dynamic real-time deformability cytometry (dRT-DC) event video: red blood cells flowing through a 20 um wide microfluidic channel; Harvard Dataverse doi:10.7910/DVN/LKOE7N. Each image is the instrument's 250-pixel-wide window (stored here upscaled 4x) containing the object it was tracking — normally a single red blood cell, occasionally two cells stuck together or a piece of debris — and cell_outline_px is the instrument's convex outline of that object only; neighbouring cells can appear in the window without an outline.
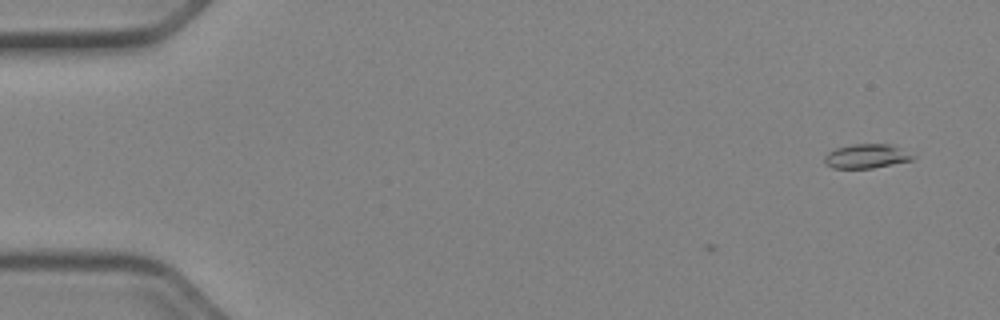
{"species": "Egyptian fruit bat (a non-hibernating species)", "species_latin": "Rousettus aegyptiacus", "temperature_condition": "cold", "stored_images_in_passage": 2, "camera_frame_rate_fps": 3000, "um_per_image_px": 0.085, "animal": {"sex": "female"}, "frame": {"image": 1, "passage_image": 2, "time_ms": 0.333, "image_size_px": [1000, 320], "cell_outline_px": [[916, 156], [912, 160], [872, 168], [832, 168], [824, 164], [824, 156], [828, 152], [836, 148], [856, 144], [888, 144]], "centroid_in_image_um": [73.59, 13.29], "position_along_channel_um": 11.4, "area_um2": 12.25}}